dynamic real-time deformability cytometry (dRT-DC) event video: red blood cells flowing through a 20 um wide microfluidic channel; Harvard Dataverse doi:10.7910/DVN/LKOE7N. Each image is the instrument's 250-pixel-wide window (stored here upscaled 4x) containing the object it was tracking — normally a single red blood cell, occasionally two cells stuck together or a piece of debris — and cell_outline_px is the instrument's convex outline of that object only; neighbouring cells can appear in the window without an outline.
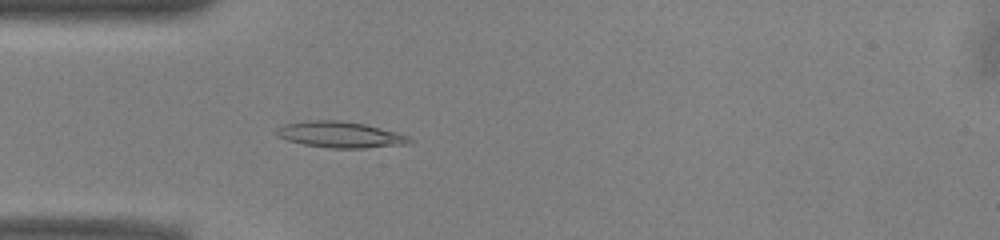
{"species": "common noctule bat (a hibernating species)", "species_latin": "Nyctalus noctula", "temperature_condition": "warm", "stored_images_in_passage": 52, "camera_frame_rate_fps": 3000, "um_per_image_px": 0.085, "animal": {"sex": "male", "body_mass_g": 13.0, "forearm_length_mm": 53.1}, "frame": {"image": 1, "passage_image": 15, "time_ms": 4.667, "image_size_px": [1000, 240], "cell_outline_px": [[416, 140], [412, 144], [364, 148], [328, 148], [304, 144], [288, 140], [276, 136], [276, 128], [284, 124], [312, 120], [340, 120], [364, 124], [396, 132], [408, 136]], "centroid_in_image_um": [28.96, 11.45], "position_along_channel_um": 56.0, "area_um2": 20.35}}
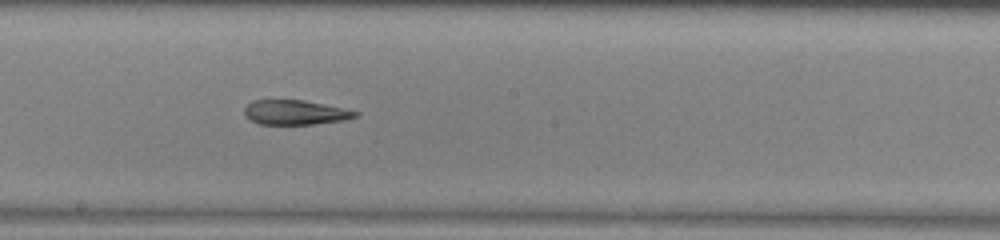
{"frame": {"image": 2, "passage_image": 28, "time_ms": 9.0, "image_size_px": [1000, 240], "cell_outline_px": [[360, 116], [344, 120], [312, 124], [260, 124], [248, 120], [244, 116], [244, 108], [252, 100], [304, 100], [324, 104], [360, 112]], "centroid_in_image_um": [25.07, 9.56], "position_along_channel_um": 223.1, "area_um2": 16.01}}
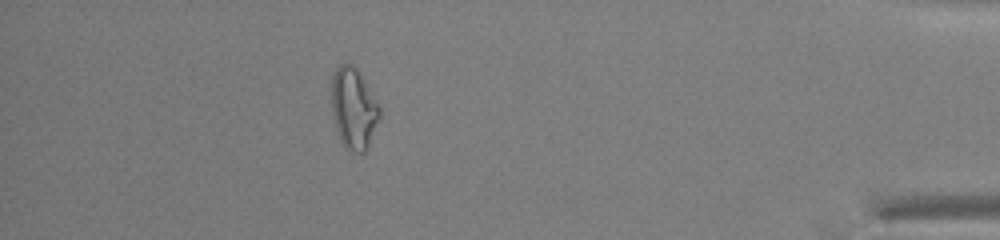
{"frame": {"image": 3, "passage_image": 46, "time_ms": 15.0, "image_size_px": [1000, 240], "cell_outline_px": [[380, 116], [368, 148], [364, 152], [352, 152], [344, 148], [340, 140], [336, 128], [332, 112], [332, 76], [336, 68], [340, 64], [352, 64], [356, 68], [380, 108]], "centroid_in_image_um": [30.04, 9.26], "position_along_channel_um": 405.2, "area_um2": 22.43}, "authors_computed_cell_mechanics": {"area_um2": 19.7387, "velocity_mm_per_s": 3.9492, "shape_relaxation_time_tau1_ms": null, "shape_relaxation_time_tau2_ms": 6.1411, "deformation_change_tau1": null, "deformation_change_tau2": 0.1478}}